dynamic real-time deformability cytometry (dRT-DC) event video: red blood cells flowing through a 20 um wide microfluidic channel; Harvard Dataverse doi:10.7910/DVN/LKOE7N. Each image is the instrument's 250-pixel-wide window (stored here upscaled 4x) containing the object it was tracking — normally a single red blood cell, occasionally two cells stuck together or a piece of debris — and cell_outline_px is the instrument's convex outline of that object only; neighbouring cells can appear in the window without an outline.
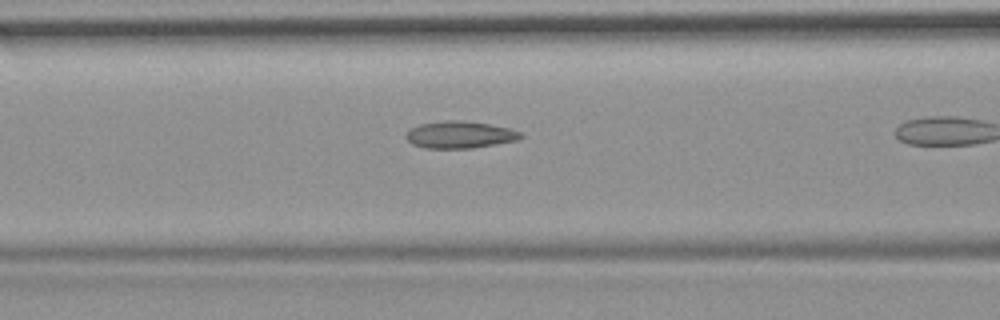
{"species": "common noctule bat (a hibernating species)", "species_latin": "Nyctalus noctula", "temperature_condition": "room temperature", "stored_images_in_passage": 25, "camera_frame_rate_fps": 3000, "um_per_image_px": 0.085, "animal": {"sex": "female", "body_mass_g": 19.9}, "frame": {"image": 1, "passage_image": 11, "time_ms": 3.333, "image_size_px": [1000, 320], "cell_outline_px": [[524, 136], [516, 140], [496, 144], [472, 148], [424, 148], [412, 144], [404, 136], [408, 128], [420, 124], [448, 120], [460, 120], [488, 124], [508, 128], [520, 132]], "centroid_in_image_um": [39.03, 11.45], "position_along_channel_um": 127.6, "area_um2": 18.03}}